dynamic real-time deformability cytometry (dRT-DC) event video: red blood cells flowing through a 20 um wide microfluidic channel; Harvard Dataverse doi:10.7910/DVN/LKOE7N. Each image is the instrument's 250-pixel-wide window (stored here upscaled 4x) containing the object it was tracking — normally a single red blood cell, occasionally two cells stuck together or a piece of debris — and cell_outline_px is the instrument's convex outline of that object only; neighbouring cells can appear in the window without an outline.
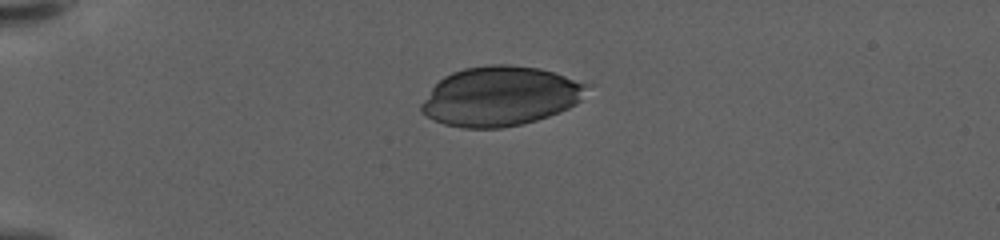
{"species": "human", "species_latin": "Homo sapiens", "temperature_condition": "warm", "stored_images_in_passage": 38, "camera_frame_rate_fps": 3000, "um_per_image_px": 0.085, "donor": {"sex": "female"}, "frame": {"image": 1, "passage_image": 1, "time_ms": 0.0, "image_size_px": [1000, 240], "cell_outline_px": [[596, 84], [576, 104], [560, 112], [536, 120], [520, 124], [500, 128], [464, 128], [444, 124], [432, 120], [420, 112], [420, 104], [432, 88], [444, 76], [452, 72], [464, 68], [492, 64], [508, 64], [540, 68]], "centroid_in_image_um": [42.58, 8.16], "position_along_channel_um": 42.4, "area_um2": 58.09}}
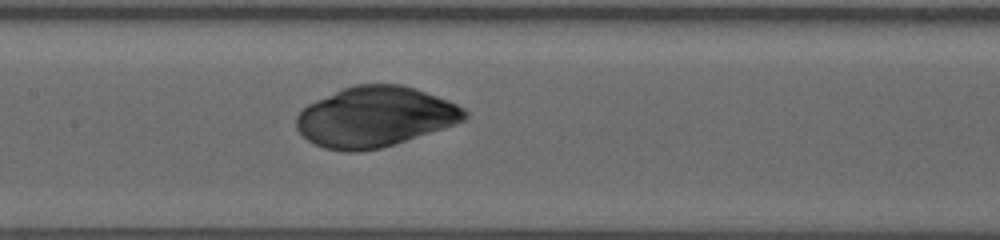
{"frame": {"image": 2, "passage_image": 16, "time_ms": 5.0, "image_size_px": [1000, 240], "cell_outline_px": [[468, 116], [464, 120], [444, 128], [380, 148], [360, 152], [344, 152], [324, 148], [308, 140], [296, 128], [296, 116], [308, 104], [316, 100], [344, 88], [356, 84], [400, 84], [416, 88], [448, 100], [464, 108], [468, 112]], "centroid_in_image_um": [31.88, 9.93], "position_along_channel_um": 175.5, "area_um2": 58.84}}
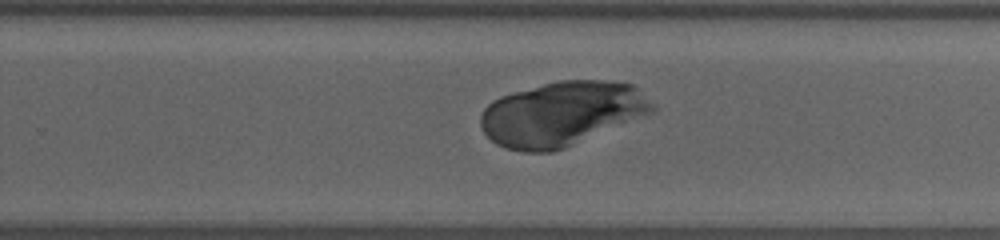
{"frame": {"image": 3, "passage_image": 25, "time_ms": 8.0, "image_size_px": [1000, 240], "cell_outline_px": [[656, 108], [652, 112], [564, 148], [552, 152], [524, 152], [504, 148], [496, 144], [484, 132], [480, 124], [480, 116], [484, 108], [492, 100], [500, 96], [544, 84], [560, 80], [604, 80], [632, 84]], "centroid_in_image_um": [47.69, 9.67], "position_along_channel_um": 282.1, "area_um2": 63.7}}